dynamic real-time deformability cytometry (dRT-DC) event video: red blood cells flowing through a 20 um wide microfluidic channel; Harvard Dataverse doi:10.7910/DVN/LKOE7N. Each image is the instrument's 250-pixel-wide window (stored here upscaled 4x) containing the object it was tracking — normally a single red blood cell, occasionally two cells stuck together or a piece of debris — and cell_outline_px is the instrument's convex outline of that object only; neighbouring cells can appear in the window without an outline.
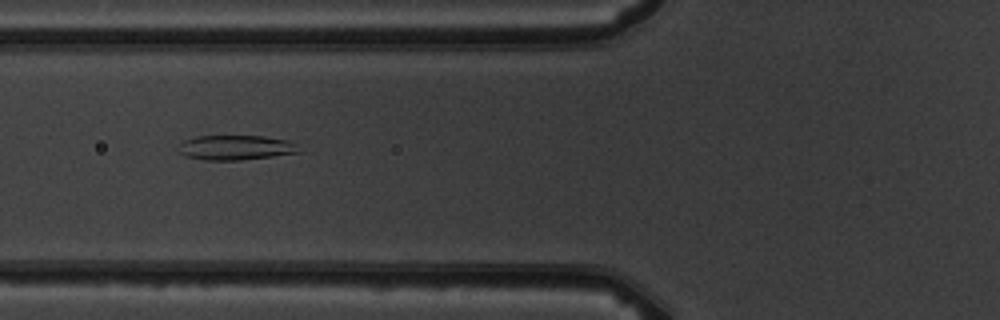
{"species": "common noctule bat (a hibernating species)", "species_latin": "Nyctalus noctula", "temperature_condition": "warm", "stored_images_in_passage": 9, "camera_frame_rate_fps": 3000, "um_per_image_px": 0.085, "animal": {"sex": "male", "body_mass_g": 19.5, "forearm_length_mm": 54.6}, "frame": {"image": 1, "passage_image": 6, "time_ms": 5.667, "image_size_px": [1000, 320], "cell_outline_px": [[304, 152], [240, 160], [204, 160], [184, 156], [180, 152], [180, 144], [184, 140], [196, 136], [264, 136], [288, 140]], "centroid_in_image_um": [20.04, 12.54], "position_along_channel_um": 105.8, "area_um2": 17.34}}
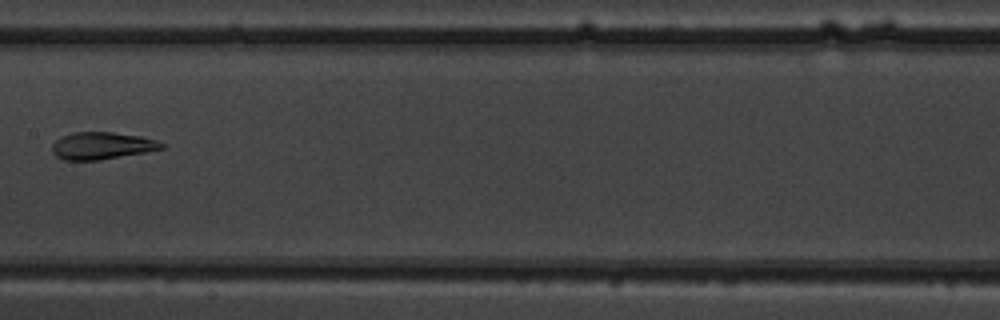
{"frame": {"image": 2, "passage_image": 8, "time_ms": 8.0, "image_size_px": [1000, 320], "cell_outline_px": [[164, 148], [144, 152], [100, 160], [64, 160], [56, 156], [52, 152], [52, 144], [56, 140], [72, 132], [112, 132], [140, 136], [156, 140], [164, 144]], "centroid_in_image_um": [8.64, 12.39], "position_along_channel_um": 198.8, "area_um2": 17.22}}
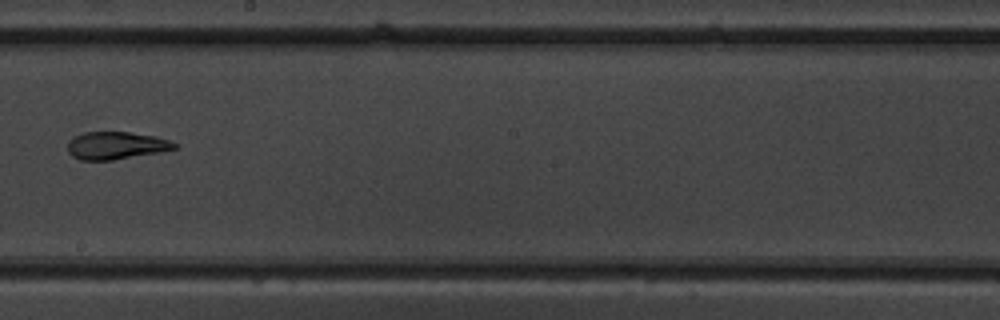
{"frame": {"image": 3, "passage_image": 9, "time_ms": 9.0, "image_size_px": [1000, 320], "cell_outline_px": [[180, 148], [160, 152], [112, 160], [80, 160], [72, 156], [68, 152], [68, 144], [72, 136], [84, 132], [128, 132], [156, 136], [180, 144]], "centroid_in_image_um": [9.89, 12.37], "position_along_channel_um": 238.3, "area_um2": 17.34}}